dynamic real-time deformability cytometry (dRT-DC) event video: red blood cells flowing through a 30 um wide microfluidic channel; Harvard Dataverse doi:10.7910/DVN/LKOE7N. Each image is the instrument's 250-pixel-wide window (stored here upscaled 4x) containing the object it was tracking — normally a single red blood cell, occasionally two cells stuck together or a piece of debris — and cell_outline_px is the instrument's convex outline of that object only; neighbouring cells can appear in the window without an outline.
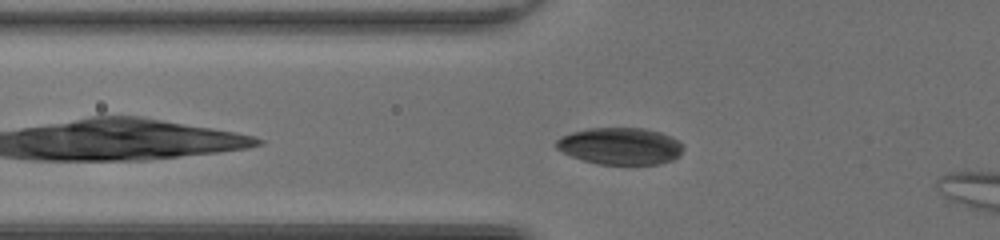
{"species": "common noctule bat (a hibernating species)", "species_latin": "Nyctalus noctula", "temperature_condition": "room temperature", "stored_images_in_passage": 32, "camera_frame_rate_fps": 3000, "um_per_image_px": 0.085, "animal": {"sex": "female", "body_mass_g": 20.0, "forearm_length_mm": 54.0}, "frame": {"image": 1, "passage_image": 3, "time_ms": 0.667, "image_size_px": [1000, 240], "cell_outline_px": [[684, 148], [672, 160], [660, 164], [600, 164], [584, 160], [572, 156], [556, 148], [556, 140], [572, 132], [588, 128], [644, 128], [660, 132], [676, 140]], "centroid_in_image_um": [52.71, 12.41], "position_along_channel_um": 73.1, "area_um2": 26.88}}
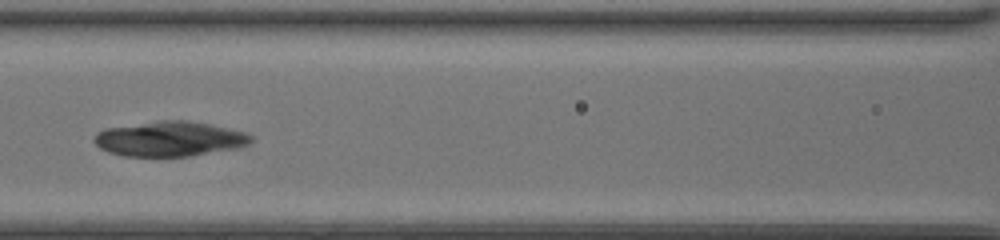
{"frame": {"image": 2, "passage_image": 9, "time_ms": 2.667, "image_size_px": [1000, 240], "cell_outline_px": [[252, 140], [248, 144], [232, 148], [188, 156], [124, 156], [108, 152], [100, 148], [92, 140], [96, 132], [104, 128], [160, 120], [188, 120], [212, 124], [244, 132], [252, 136]], "centroid_in_image_um": [14.35, 11.79], "position_along_channel_um": 152.3, "area_um2": 31.85}}
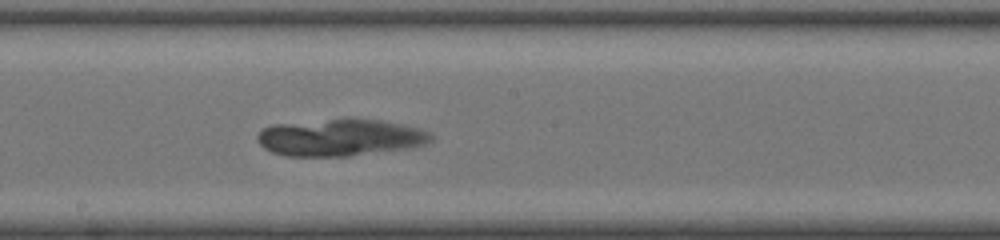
{"frame": {"image": 3, "passage_image": 14, "time_ms": 4.333, "image_size_px": [1000, 240], "cell_outline_px": [[432, 140], [420, 144], [348, 156], [288, 156], [272, 152], [264, 148], [260, 144], [256, 136], [264, 128], [276, 124], [344, 116], [348, 116], [380, 120], [420, 128], [428, 132], [432, 136]], "centroid_in_image_um": [28.82, 11.64], "position_along_channel_um": 219.4, "area_um2": 37.34}}